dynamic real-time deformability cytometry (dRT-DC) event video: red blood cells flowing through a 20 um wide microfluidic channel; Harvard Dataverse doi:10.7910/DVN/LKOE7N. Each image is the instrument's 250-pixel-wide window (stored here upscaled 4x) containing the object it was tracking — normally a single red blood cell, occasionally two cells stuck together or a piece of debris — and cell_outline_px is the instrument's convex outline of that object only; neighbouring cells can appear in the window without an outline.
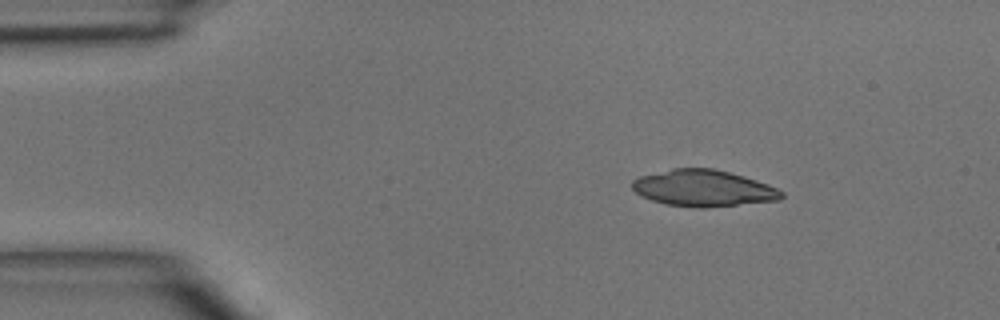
{"species": "common noctule bat (a hibernating species)", "species_latin": "Nyctalus noctula", "temperature_condition": "room temperature", "stored_images_in_passage": 37, "camera_frame_rate_fps": 3000, "um_per_image_px": 0.085, "animal": {"sex": "male", "body_mass_g": 15.6}, "frame": {"image": 1, "passage_image": 1, "time_ms": 0.0, "image_size_px": [1000, 320], "cell_outline_px": [[784, 196], [780, 200], [704, 208], [700, 208], [668, 204], [652, 200], [636, 192], [632, 188], [632, 180], [640, 176], [672, 168], [712, 168], [744, 176], [768, 184], [784, 192]], "centroid_in_image_um": [59.81, 15.99], "position_along_channel_um": 25.2, "area_um2": 31.56}}
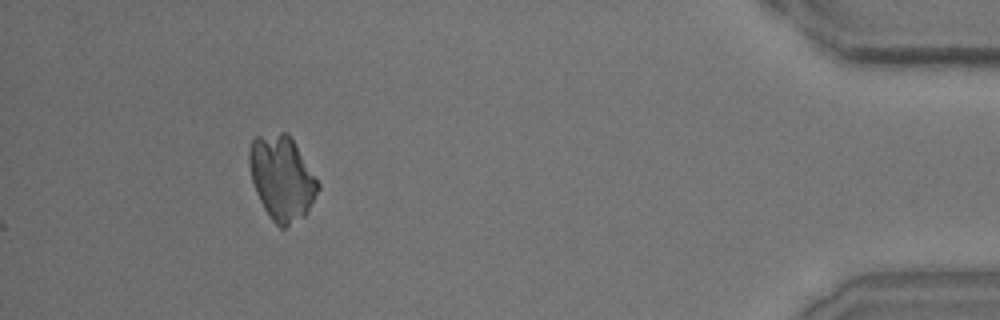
{"frame": {"image": 2, "passage_image": 37, "time_ms": 12.0, "image_size_px": [1000, 320], "cell_outline_px": [[320, 188], [308, 212], [304, 216], [284, 228], [280, 228], [272, 220], [264, 208], [256, 192], [252, 180], [248, 164], [248, 152], [252, 140], [256, 136], [280, 132], [288, 132], [320, 184]], "centroid_in_image_um": [23.95, 15.12], "position_along_channel_um": 411.2, "area_um2": 33.81}}